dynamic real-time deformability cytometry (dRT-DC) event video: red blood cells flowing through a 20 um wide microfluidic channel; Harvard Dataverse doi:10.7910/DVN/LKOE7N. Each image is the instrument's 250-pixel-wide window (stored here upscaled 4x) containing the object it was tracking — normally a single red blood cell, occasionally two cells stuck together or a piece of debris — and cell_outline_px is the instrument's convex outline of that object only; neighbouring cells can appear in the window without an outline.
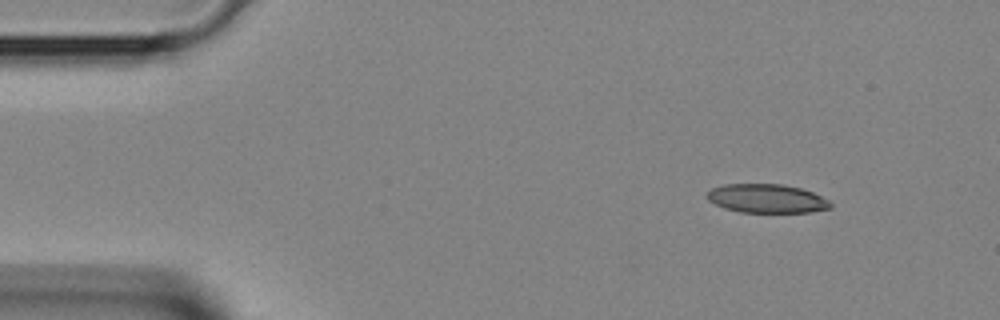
{"species": "Egyptian fruit bat (a non-hibernating species)", "species_latin": "Rousettus aegyptiacus", "temperature_condition": "room temperature", "stored_images_in_passage": 4, "camera_frame_rate_fps": 3000, "um_per_image_px": 0.085, "animal": {"sex": "female"}, "frame": {"image": 1, "passage_image": 1, "time_ms": 0.0, "image_size_px": [1000, 320], "cell_outline_px": [[832, 208], [808, 212], [740, 212], [724, 208], [708, 200], [708, 192], [712, 188], [724, 184], [780, 184], [800, 188], [812, 192], [828, 200], [832, 204]], "centroid_in_image_um": [65.18, 16.87], "position_along_channel_um": 19.8, "area_um2": 20.52}}
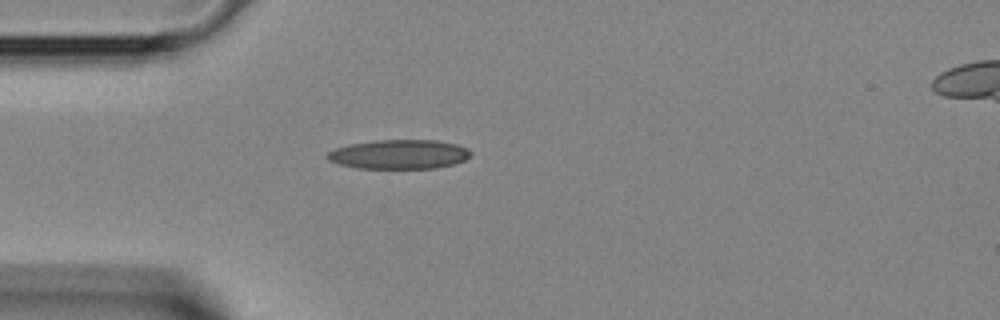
{"frame": {"image": 2, "passage_image": 3, "time_ms": 0.667, "image_size_px": [1000, 320], "cell_outline_px": [[472, 152], [464, 160], [452, 164], [436, 168], [356, 168], [340, 164], [328, 160], [324, 156], [328, 152], [336, 148], [348, 144], [376, 140], [436, 140], [456, 144], [468, 148]], "centroid_in_image_um": [33.9, 13.11], "position_along_channel_um": 51.1, "area_um2": 24.45}}